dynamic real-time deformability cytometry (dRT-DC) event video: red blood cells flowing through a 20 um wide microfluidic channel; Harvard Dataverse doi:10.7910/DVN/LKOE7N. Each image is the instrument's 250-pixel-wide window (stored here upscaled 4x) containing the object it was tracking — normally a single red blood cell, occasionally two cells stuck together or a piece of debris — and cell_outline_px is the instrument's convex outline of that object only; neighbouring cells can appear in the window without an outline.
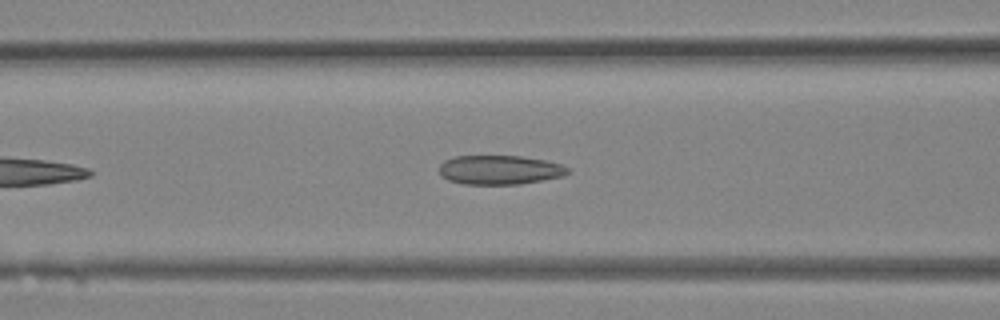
{"species": "Egyptian fruit bat (a non-hibernating species)", "species_latin": "Rousettus aegyptiacus", "temperature_condition": "room temperature", "stored_images_in_passage": 26, "camera_frame_rate_fps": 3000, "um_per_image_px": 0.085, "animal": {"sex": "female"}, "frame": {"image": 1, "passage_image": 6, "time_ms": 1.667, "image_size_px": [1000, 320], "cell_outline_px": [[572, 172], [564, 176], [520, 184], [464, 184], [448, 180], [440, 176], [440, 164], [444, 160], [456, 156], [520, 156], [544, 160], [560, 164], [568, 168]], "centroid_in_image_um": [42.47, 14.44], "position_along_channel_um": 124.1, "area_um2": 21.91}}
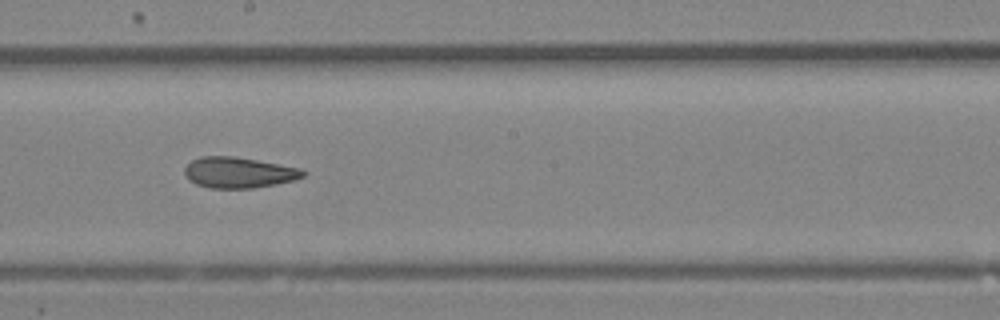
{"frame": {"image": 2, "passage_image": 11, "time_ms": 3.333, "image_size_px": [1000, 320], "cell_outline_px": [[308, 172], [304, 176], [296, 180], [276, 184], [252, 188], [212, 188], [196, 184], [188, 180], [184, 172], [184, 168], [192, 160], [200, 156], [232, 156], [256, 160], [300, 168]], "centroid_in_image_um": [20.29, 14.67], "position_along_channel_um": 227.9, "area_um2": 21.27}}
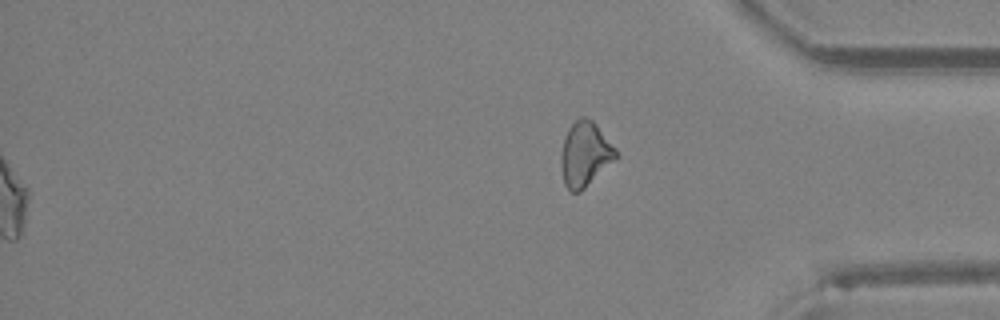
{"frame": {"image": 3, "passage_image": 26, "time_ms": 8.333, "image_size_px": [1000, 320], "cell_outline_px": [[616, 156], [580, 192], [572, 192], [564, 184], [560, 168], [560, 156], [564, 140], [568, 128], [580, 116], [584, 116], [592, 120], [596, 124], [616, 148]], "centroid_in_image_um": [49.67, 13.08], "position_along_channel_um": 385.5, "area_um2": 20.23}}